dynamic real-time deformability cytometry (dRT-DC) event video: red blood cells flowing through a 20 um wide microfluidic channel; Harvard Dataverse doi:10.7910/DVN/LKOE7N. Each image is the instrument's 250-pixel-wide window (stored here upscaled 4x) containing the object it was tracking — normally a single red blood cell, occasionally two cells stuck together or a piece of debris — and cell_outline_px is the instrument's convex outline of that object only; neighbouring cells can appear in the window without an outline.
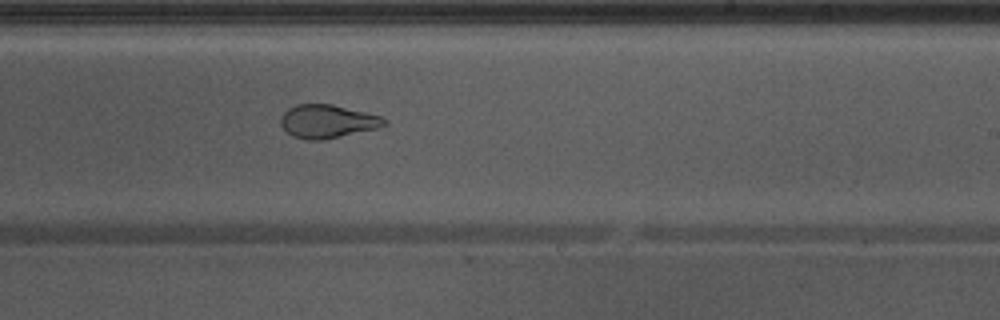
{"species": "Egyptian fruit bat (a non-hibernating species)", "species_latin": "Rousettus aegyptiacus", "temperature_condition": "warm", "stored_images_in_passage": 50, "camera_frame_rate_fps": 3000, "um_per_image_px": 0.085, "animal": {"sex": "male"}, "frame": {"image": 1, "passage_image": 29, "time_ms": 9.333, "image_size_px": [1000, 320], "cell_outline_px": [[388, 124], [376, 128], [340, 136], [320, 140], [308, 140], [292, 136], [280, 124], [280, 116], [288, 108], [296, 104], [332, 104], [384, 116], [388, 120]], "centroid_in_image_um": [27.84, 10.3], "position_along_channel_um": 261.2, "area_um2": 20.17}, "authors_computed_cell_mechanics": {"area_um2": 24.1893, "velocity_mm_per_s": 3.9549, "shape_relaxation_time_tau1_ms": null, "shape_relaxation_time_tau2_ms": 1.0146, "deformation_change_tau1": null, "deformation_change_tau2": 0.0645}}